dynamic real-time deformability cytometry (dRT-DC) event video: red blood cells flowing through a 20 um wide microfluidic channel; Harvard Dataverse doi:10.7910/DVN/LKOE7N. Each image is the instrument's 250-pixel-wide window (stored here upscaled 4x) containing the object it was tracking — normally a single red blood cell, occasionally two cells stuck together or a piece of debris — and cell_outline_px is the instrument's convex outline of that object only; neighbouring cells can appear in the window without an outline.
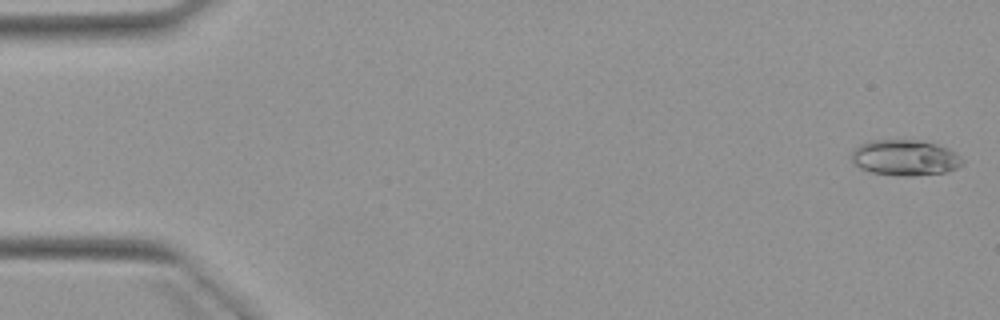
{"species": "Egyptian fruit bat (a non-hibernating species)", "species_latin": "Rousettus aegyptiacus", "temperature_condition": "warm", "stored_images_in_passage": 5, "camera_frame_rate_fps": 3000, "um_per_image_px": 0.085, "animal": {"sex": "female"}, "frame": {"image": 1, "passage_image": 1, "time_ms": 0.0, "image_size_px": [1000, 320], "cell_outline_px": [[964, 164], [956, 168], [944, 172], [912, 176], [896, 176], [872, 172], [860, 168], [852, 160], [852, 148], [860, 144], [872, 140], [916, 140], [936, 144], [948, 148], [960, 156], [964, 160]], "centroid_in_image_um": [76.92, 13.4], "position_along_channel_um": 8.1, "area_um2": 23.12}}
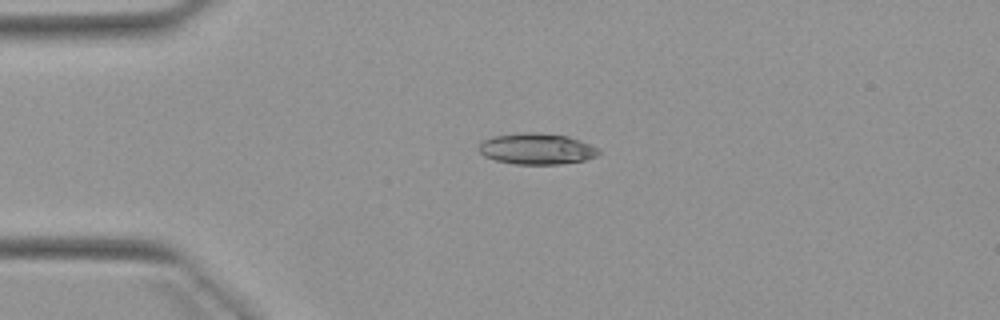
{"frame": {"image": 2, "passage_image": 4, "time_ms": 3.667, "image_size_px": [1000, 320], "cell_outline_px": [[600, 152], [596, 156], [584, 160], [560, 164], [516, 164], [496, 160], [484, 156], [476, 148], [484, 140], [492, 136], [520, 132], [536, 132], [568, 136], [580, 140], [600, 148]], "centroid_in_image_um": [45.62, 12.64], "position_along_channel_um": 39.4, "area_um2": 21.85}}